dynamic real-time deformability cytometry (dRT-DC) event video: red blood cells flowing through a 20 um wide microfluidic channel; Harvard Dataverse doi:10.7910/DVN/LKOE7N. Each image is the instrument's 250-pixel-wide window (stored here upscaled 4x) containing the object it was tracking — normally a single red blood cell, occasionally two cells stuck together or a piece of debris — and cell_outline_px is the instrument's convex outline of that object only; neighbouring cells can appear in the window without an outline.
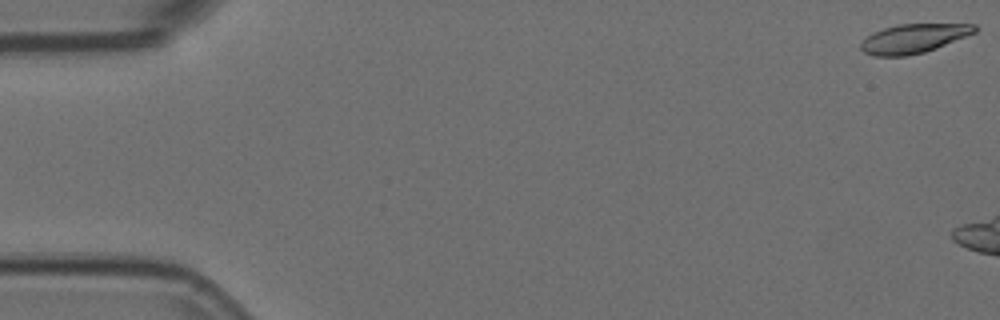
{"species": "Egyptian fruit bat (a non-hibernating species)", "species_latin": "Rousettus aegyptiacus", "temperature_condition": "room temperature", "stored_images_in_passage": 24, "camera_frame_rate_fps": 3000, "um_per_image_px": 0.085, "animal": {"sex": "female"}, "frame": {"image": 1, "passage_image": 1, "time_ms": 0.0, "image_size_px": [1000, 320], "cell_outline_px": [[980, 28], [976, 32], [936, 48], [924, 52], [904, 56], [876, 56], [864, 52], [860, 48], [860, 44], [872, 32], [896, 24], [976, 24]], "centroid_in_image_um": [77.67, 3.26], "position_along_channel_um": 7.3, "area_um2": 19.25}}
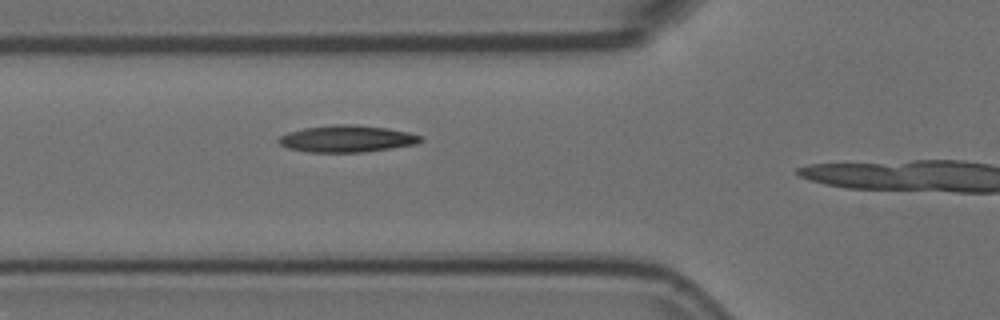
{"frame": {"image": 2, "passage_image": 20, "time_ms": 6.333, "image_size_px": [1000, 320], "cell_outline_px": [[424, 140], [416, 144], [392, 148], [364, 152], [308, 152], [288, 148], [280, 144], [276, 140], [280, 136], [288, 132], [304, 128], [332, 124], [356, 124], [388, 128], [408, 132], [424, 136]], "centroid_in_image_um": [29.51, 11.79], "position_along_channel_um": 96.3, "area_um2": 22.43}}
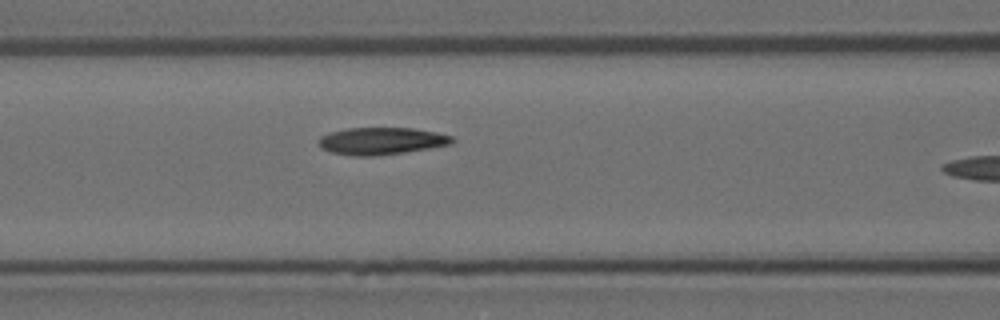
{"frame": {"image": 3, "passage_image": 23, "time_ms": 7.333, "image_size_px": [1000, 320], "cell_outline_px": [[456, 140], [452, 144], [404, 152], [372, 156], [352, 156], [332, 152], [324, 148], [320, 144], [320, 136], [332, 132], [348, 128], [412, 128], [436, 132], [452, 136]], "centroid_in_image_um": [32.47, 11.98], "position_along_channel_um": 134.1, "area_um2": 20.87}}